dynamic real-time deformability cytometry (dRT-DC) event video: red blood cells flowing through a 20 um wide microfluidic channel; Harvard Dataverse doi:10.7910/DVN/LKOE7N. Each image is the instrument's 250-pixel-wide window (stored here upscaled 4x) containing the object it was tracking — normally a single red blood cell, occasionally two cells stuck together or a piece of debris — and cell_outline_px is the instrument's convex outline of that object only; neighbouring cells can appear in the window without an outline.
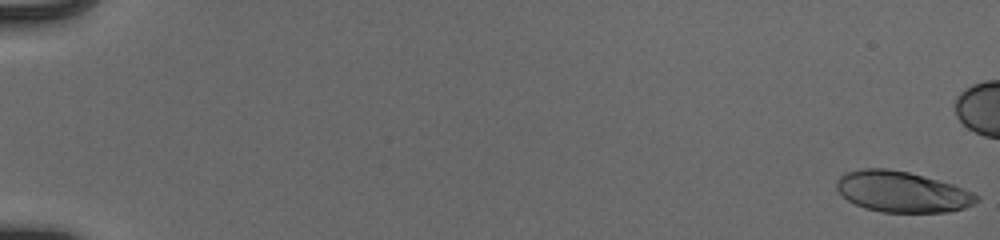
{"species": "human", "species_latin": "Homo sapiens", "temperature_condition": "cold", "stored_images_in_passage": 11, "camera_frame_rate_fps": 3000, "um_per_image_px": 0.085, "donor": {"sex": "male"}, "frame": {"image": 1, "passage_image": 1, "time_ms": 0.0, "image_size_px": [1000, 240], "cell_outline_px": [[980, 200], [964, 208], [948, 212], [880, 212], [864, 208], [848, 200], [836, 188], [836, 180], [844, 172], [864, 168], [888, 168], [908, 172], [952, 184], [972, 192], [980, 196]], "centroid_in_image_um": [76.66, 16.3], "position_along_channel_um": 8.3, "area_um2": 33.29}}